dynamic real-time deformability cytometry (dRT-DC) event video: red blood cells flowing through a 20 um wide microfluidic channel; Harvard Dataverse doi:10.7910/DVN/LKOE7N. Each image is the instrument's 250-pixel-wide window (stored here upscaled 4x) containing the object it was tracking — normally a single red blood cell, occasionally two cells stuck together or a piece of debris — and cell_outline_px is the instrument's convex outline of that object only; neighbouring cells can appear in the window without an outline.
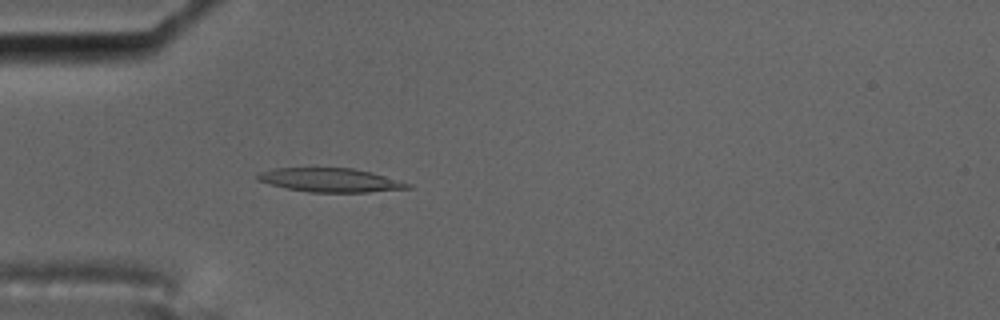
{"species": "common noctule bat (a hibernating species)", "species_latin": "Nyctalus noctula", "temperature_condition": "cold", "stored_images_in_passage": 57, "camera_frame_rate_fps": 3000, "um_per_image_px": 0.085, "animal": {"sex": "male", "body_mass_g": 17.5, "forearm_length_mm": 52.3}, "frame": {"image": 1, "passage_image": 17, "time_ms": 5.333, "image_size_px": [1000, 320], "cell_outline_px": [[412, 188], [368, 192], [308, 192], [288, 188], [256, 180], [256, 176], [260, 172], [276, 168], [352, 168], [372, 172], [412, 184]], "centroid_in_image_um": [28.11, 15.31], "position_along_channel_um": 56.9, "area_um2": 20.69}, "authors_computed_cell_mechanics": {"area_um2": 20.6924, "velocity_mm_per_s": 3.5139, "shape_relaxation_time_tau1_ms": null, "shape_relaxation_time_tau2_ms": 3.0131, "deformation_change_tau1": null, "deformation_change_tau2": 0.1149}}